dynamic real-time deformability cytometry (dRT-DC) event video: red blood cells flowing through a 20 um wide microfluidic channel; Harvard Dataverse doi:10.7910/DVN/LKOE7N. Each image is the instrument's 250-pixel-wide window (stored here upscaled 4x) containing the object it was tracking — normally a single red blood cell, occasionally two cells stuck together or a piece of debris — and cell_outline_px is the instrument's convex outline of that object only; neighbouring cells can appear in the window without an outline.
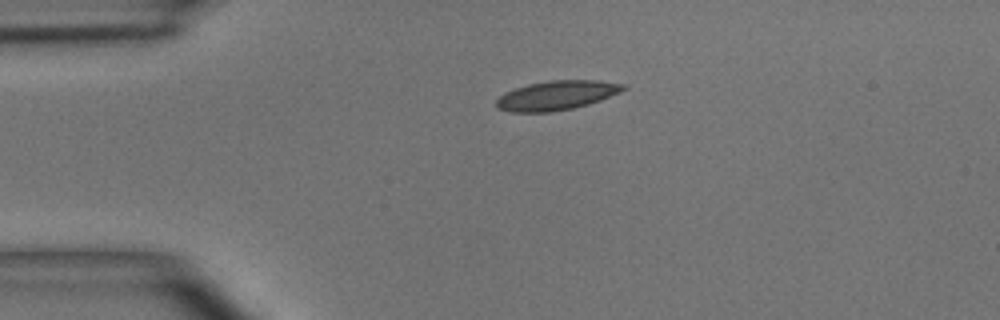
{"species": "common noctule bat (a hibernating species)", "species_latin": "Nyctalus noctula", "temperature_condition": "room temperature", "stored_images_in_passage": 6, "camera_frame_rate_fps": 3000, "um_per_image_px": 0.085, "animal": {"sex": "male", "body_mass_g": 15.6}, "frame": {"image": 1, "passage_image": 6, "time_ms": 6.0, "image_size_px": [1000, 320], "cell_outline_px": [[628, 88], [620, 92], [600, 100], [588, 104], [572, 108], [548, 112], [512, 112], [496, 108], [496, 100], [504, 92], [528, 84], [548, 80], [596, 80], [628, 84]], "centroid_in_image_um": [47.33, 8.09], "position_along_channel_um": 37.7, "area_um2": 21.73}}